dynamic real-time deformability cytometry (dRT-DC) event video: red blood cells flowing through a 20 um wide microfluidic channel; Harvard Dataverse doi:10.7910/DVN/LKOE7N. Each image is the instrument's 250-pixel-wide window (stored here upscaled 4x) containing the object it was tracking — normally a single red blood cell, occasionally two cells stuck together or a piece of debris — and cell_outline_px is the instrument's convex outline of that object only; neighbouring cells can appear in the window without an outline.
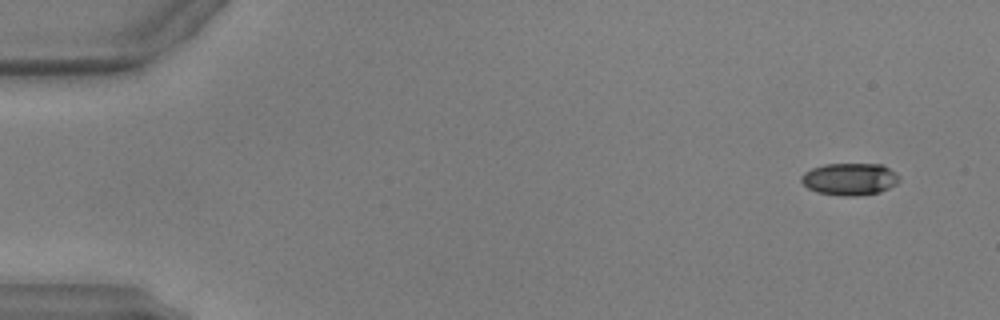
{"species": "common noctule bat (a hibernating species)", "species_latin": "Nyctalus noctula", "temperature_condition": "warm", "stored_images_in_passage": 51, "camera_frame_rate_fps": 3000, "um_per_image_px": 0.085, "animal": {"sex": "male", "body_mass_g": 17.9, "forearm_length_mm": 54.2}, "frame": {"image": 1, "passage_image": 4, "time_ms": 1.0, "image_size_px": [1000, 320], "cell_outline_px": [[900, 180], [896, 184], [880, 192], [852, 196], [840, 196], [816, 192], [808, 188], [800, 180], [800, 176], [804, 172], [812, 168], [824, 164], [880, 164], [896, 172], [900, 176]], "centroid_in_image_um": [72.21, 15.22], "position_along_channel_um": 12.8, "area_um2": 18.44}}
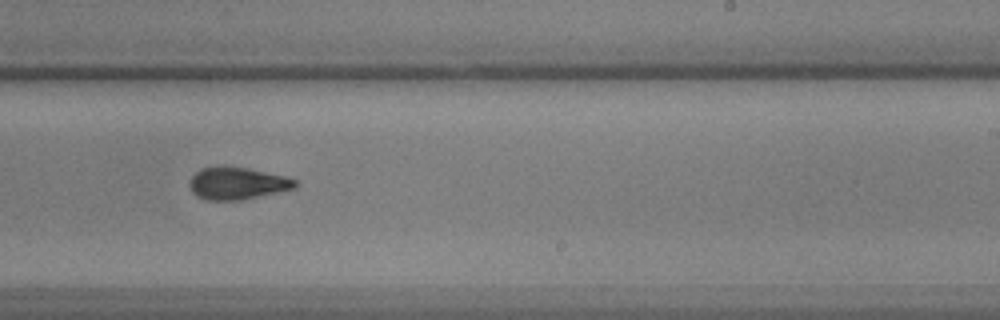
{"frame": {"image": 2, "passage_image": 33, "time_ms": 10.667, "image_size_px": [1000, 320], "cell_outline_px": [[296, 188], [240, 200], [208, 200], [196, 196], [192, 192], [188, 184], [188, 180], [200, 168], [224, 164], [248, 168], [288, 176], [296, 180]], "centroid_in_image_um": [20.13, 15.55], "position_along_channel_um": 268.9, "area_um2": 20.29}}
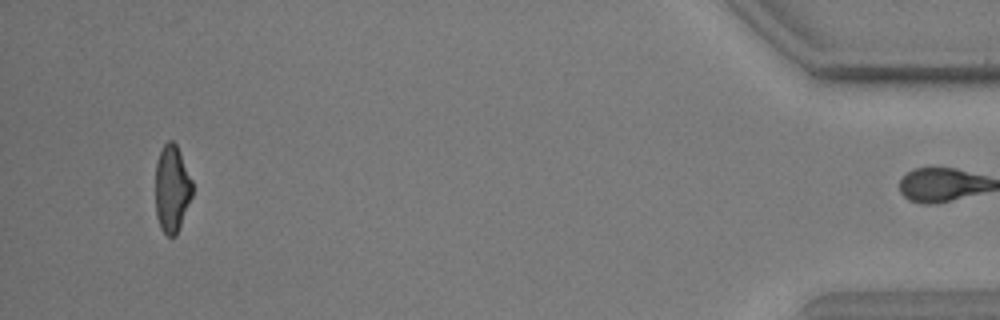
{"frame": {"image": 3, "passage_image": 50, "time_ms": 16.333, "image_size_px": [1000, 320], "cell_outline_px": [[192, 196], [176, 236], [168, 236], [160, 228], [156, 216], [156, 164], [160, 152], [164, 144], [168, 140], [172, 140], [176, 144], [180, 152], [192, 180]], "centroid_in_image_um": [14.61, 16.05], "position_along_channel_um": 420.6, "area_um2": 18.67}, "authors_computed_cell_mechanics": {"area_um2": 19.652, "velocity_mm_per_s": 3.9473, "shape_relaxation_time_tau1_ms": 2.3888, "shape_relaxation_time_tau2_ms": 1.6014, "deformation_change_tau1": 0.1592, "deformation_change_tau2": 0.0925}}